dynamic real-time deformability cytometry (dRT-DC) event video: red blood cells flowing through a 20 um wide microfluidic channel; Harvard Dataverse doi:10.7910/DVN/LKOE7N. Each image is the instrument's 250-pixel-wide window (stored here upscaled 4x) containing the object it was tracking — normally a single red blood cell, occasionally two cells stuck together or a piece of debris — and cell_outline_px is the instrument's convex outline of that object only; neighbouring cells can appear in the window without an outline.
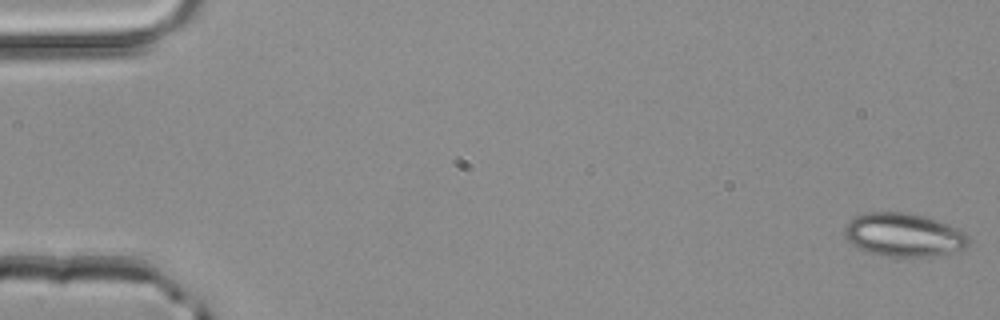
{"species": "common noctule bat (a hibernating species)", "species_latin": "Nyctalus noctula", "temperature_condition": "room temperature", "stored_images_in_passage": 11, "camera_frame_rate_fps": 3000, "um_per_image_px": 0.085, "animal": {"sex": "male", "body_mass_g": 20.4}, "frame": {"image": 1, "passage_image": 1, "time_ms": 0.0, "image_size_px": [1000, 320], "cell_outline_px": [[968, 244], [964, 248], [932, 256], [888, 256], [868, 252], [852, 244], [844, 236], [844, 228], [856, 216], [868, 212], [904, 212], [924, 216], [960, 228], [968, 236]], "centroid_in_image_um": [76.82, 19.95], "position_along_channel_um": 8.2, "area_um2": 30.98}}